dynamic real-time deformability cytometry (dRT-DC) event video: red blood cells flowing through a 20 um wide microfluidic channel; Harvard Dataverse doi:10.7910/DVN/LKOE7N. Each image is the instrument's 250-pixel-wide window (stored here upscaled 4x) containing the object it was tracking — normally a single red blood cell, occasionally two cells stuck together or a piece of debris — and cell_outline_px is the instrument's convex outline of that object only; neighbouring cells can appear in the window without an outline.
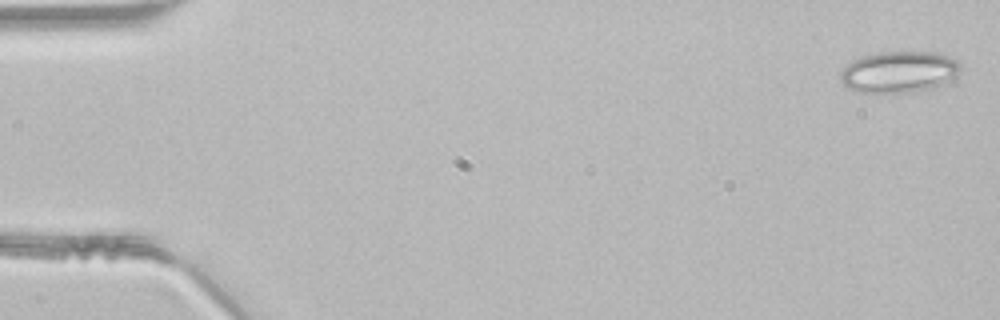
{"species": "common noctule bat (a hibernating species)", "species_latin": "Nyctalus noctula", "temperature_condition": "room temperature", "stored_images_in_passage": 47, "camera_frame_rate_fps": 3000, "um_per_image_px": 0.085, "animal": {"sex": "male", "body_mass_g": 21.5, "forearm_length_mm": 52.0}, "frame": {"image": 1, "passage_image": 1, "time_ms": 0.0, "image_size_px": [1000, 320], "cell_outline_px": [[960, 68], [956, 76], [948, 84], [936, 88], [912, 92], [872, 96], [856, 92], [848, 88], [840, 80], [840, 72], [852, 60], [876, 52], [936, 52], [948, 56], [956, 60], [960, 64]], "centroid_in_image_um": [76.4, 6.17], "position_along_channel_um": 8.6, "area_um2": 30.06}}
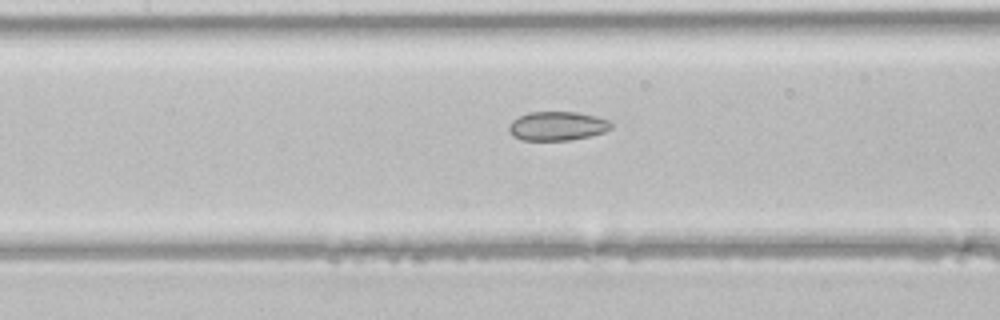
{"frame": {"image": 2, "passage_image": 21, "time_ms": 6.667, "image_size_px": [1000, 320], "cell_outline_px": [[612, 128], [604, 132], [592, 136], [568, 140], [524, 140], [512, 136], [508, 128], [512, 120], [528, 112], [576, 112], [596, 116], [612, 120]], "centroid_in_image_um": [47.41, 10.71], "position_along_channel_um": 160.0, "area_um2": 17.4}}
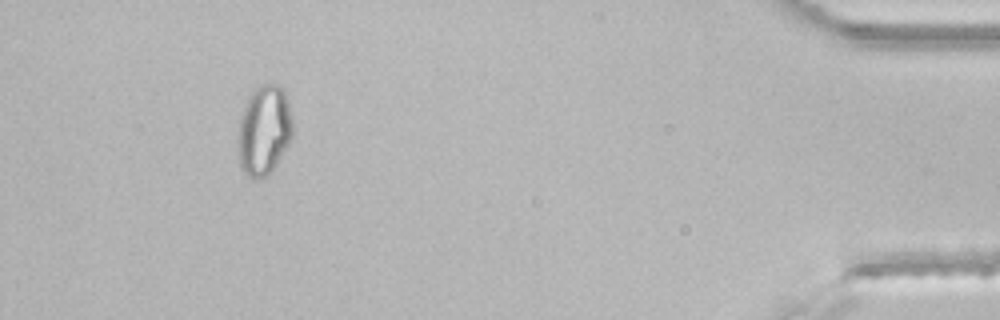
{"frame": {"image": 3, "passage_image": 43, "time_ms": 14.0, "image_size_px": [1000, 320], "cell_outline_px": [[292, 136], [288, 144], [276, 164], [268, 176], [260, 180], [252, 180], [240, 168], [236, 152], [236, 140], [240, 112], [252, 88], [264, 84], [276, 84], [284, 88], [288, 100], [292, 120]], "centroid_in_image_um": [22.38, 11.08], "position_along_channel_um": 412.8, "area_um2": 29.71}}